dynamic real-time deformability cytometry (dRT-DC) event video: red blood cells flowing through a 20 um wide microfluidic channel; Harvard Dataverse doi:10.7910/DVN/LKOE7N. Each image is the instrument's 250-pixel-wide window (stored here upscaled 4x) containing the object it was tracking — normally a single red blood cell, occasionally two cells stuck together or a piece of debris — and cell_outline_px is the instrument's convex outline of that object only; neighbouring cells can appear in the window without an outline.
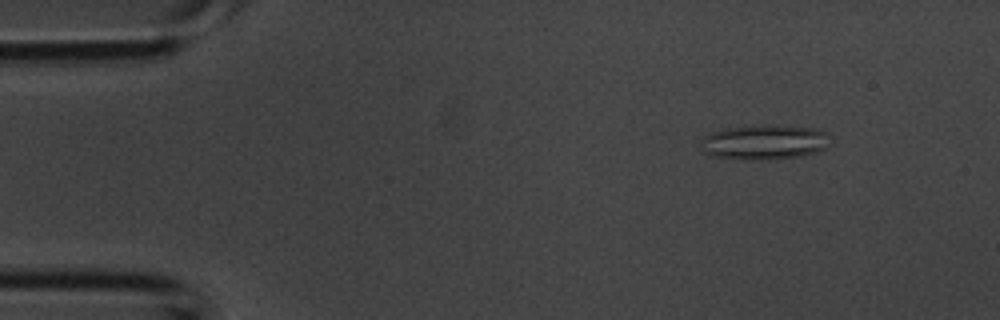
{"species": "common noctule bat (a hibernating species)", "species_latin": "Nyctalus noctula", "temperature_condition": "room temperature", "stored_images_in_passage": 4, "camera_frame_rate_fps": 3000, "um_per_image_px": 0.085, "animal": {"sex": "male", "body_mass_g": 20.1, "forearm_length_mm": 53.5}, "frame": {"image": 1, "passage_image": 1, "time_ms": 0.0, "image_size_px": [1000, 320], "cell_outline_px": [[828, 132], [824, 148], [816, 152], [800, 156], [768, 160], [744, 160], [712, 156], [704, 152], [704, 136], [712, 132], [724, 128], [764, 124], [776, 124], [820, 128]], "centroid_in_image_um": [64.99, 12.06], "position_along_channel_um": 20.0, "area_um2": 26.47}}
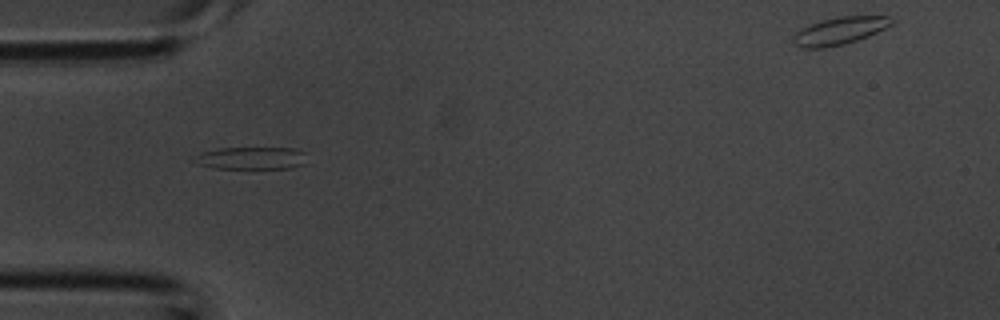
{"frame": {"image": 2, "passage_image": 3, "time_ms": 0.667, "image_size_px": [1000, 320], "cell_outline_px": [[308, 152], [304, 164], [292, 168], [212, 168], [188, 160], [204, 152], [220, 148], [300, 148]], "centroid_in_image_um": [21.43, 13.43], "position_along_channel_um": 63.6, "area_um2": 14.91}}